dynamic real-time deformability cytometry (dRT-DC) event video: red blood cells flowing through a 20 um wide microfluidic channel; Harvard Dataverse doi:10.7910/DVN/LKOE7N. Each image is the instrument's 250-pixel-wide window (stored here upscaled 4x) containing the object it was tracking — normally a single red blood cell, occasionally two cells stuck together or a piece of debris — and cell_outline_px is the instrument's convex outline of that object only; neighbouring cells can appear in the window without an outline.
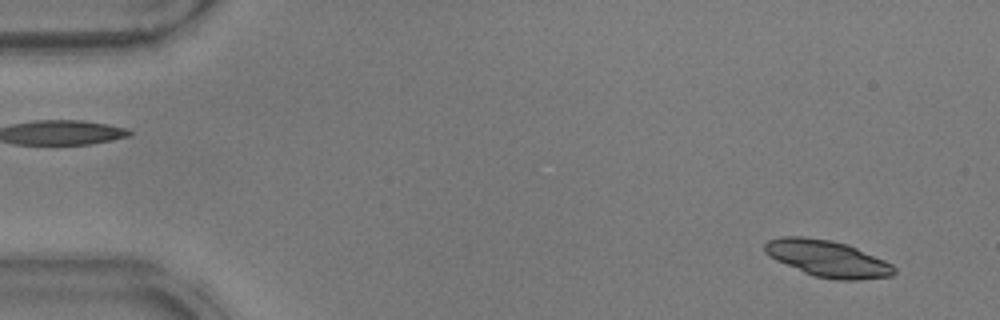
{"species": "common noctule bat (a hibernating species)", "species_latin": "Nyctalus noctula", "temperature_condition": "warm", "stored_images_in_passage": 51, "camera_frame_rate_fps": 3000, "um_per_image_px": 0.085, "animal": {"sex": "male", "body_mass_g": 17.9}, "frame": {"image": 1, "passage_image": 3, "time_ms": 0.667, "image_size_px": [1000, 320], "cell_outline_px": [[896, 272], [892, 276], [856, 280], [836, 280], [816, 276], [804, 272], [776, 260], [768, 256], [764, 252], [764, 244], [768, 240], [780, 236], [804, 236], [832, 240], [848, 244], [884, 260], [892, 264], [896, 268]], "centroid_in_image_um": [70.33, 21.97], "position_along_channel_um": 14.7, "area_um2": 27.63}}
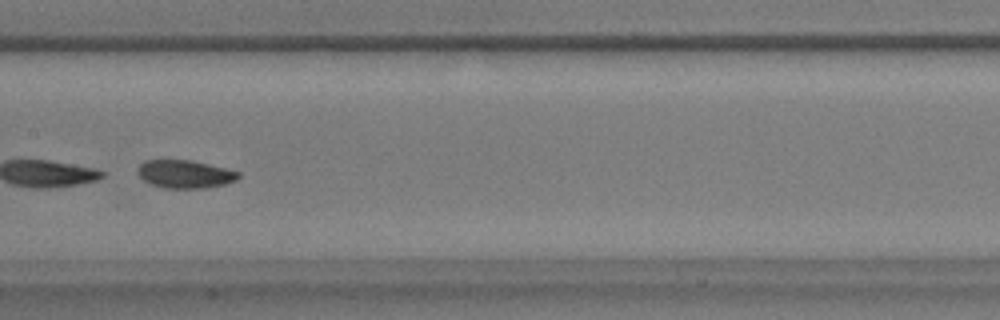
{"frame": {"image": 2, "passage_image": 26, "time_ms": 8.333, "image_size_px": [1000, 320], "cell_outline_px": [[240, 176], [236, 180], [224, 184], [204, 188], [164, 188], [152, 184], [144, 180], [136, 172], [136, 168], [144, 160], [192, 160], [240, 172]], "centroid_in_image_um": [15.69, 14.79], "position_along_channel_um": 191.7, "area_um2": 16.42}, "authors_computed_cell_mechanics": {"area_um2": 26.7036, "velocity_mm_per_s": 3.8862, "shape_relaxation_time_tau1_ms": 3.3802, "shape_relaxation_time_tau2_ms": 1.8057, "deformation_change_tau1": 0.0838, "deformation_change_tau2": 0.0705}}